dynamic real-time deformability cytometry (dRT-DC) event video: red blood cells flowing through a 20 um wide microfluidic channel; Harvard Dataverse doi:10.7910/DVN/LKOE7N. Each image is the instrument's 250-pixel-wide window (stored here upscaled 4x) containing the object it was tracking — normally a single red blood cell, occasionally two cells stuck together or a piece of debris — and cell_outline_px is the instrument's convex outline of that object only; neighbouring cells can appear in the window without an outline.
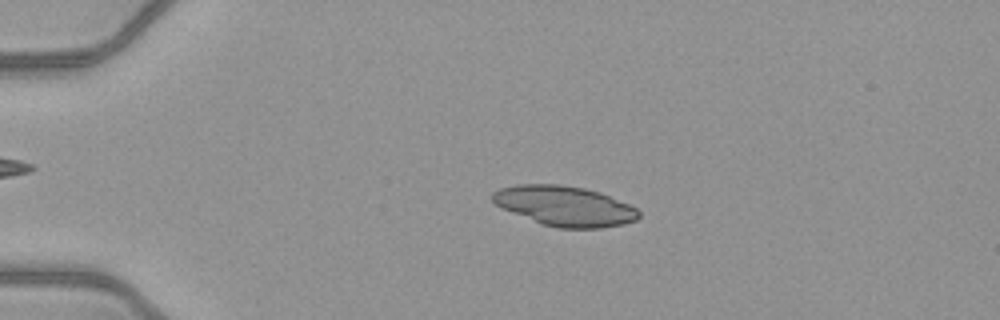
{"species": "common noctule bat (a hibernating species)", "species_latin": "Nyctalus noctula", "temperature_condition": "warm", "stored_images_in_passage": 51, "camera_frame_rate_fps": 3000, "um_per_image_px": 0.085, "animal": {"sex": "female", "body_mass_g": 21.9}, "frame": {"image": 1, "passage_image": 12, "time_ms": 3.667, "image_size_px": [1000, 320], "cell_outline_px": [[640, 216], [636, 220], [624, 224], [600, 228], [556, 228], [544, 224], [512, 212], [496, 204], [492, 200], [492, 192], [500, 188], [516, 184], [560, 184], [584, 188], [600, 192], [628, 204], [636, 208], [640, 212]], "centroid_in_image_um": [48.01, 17.5], "position_along_channel_um": 37.0, "area_um2": 33.87}}